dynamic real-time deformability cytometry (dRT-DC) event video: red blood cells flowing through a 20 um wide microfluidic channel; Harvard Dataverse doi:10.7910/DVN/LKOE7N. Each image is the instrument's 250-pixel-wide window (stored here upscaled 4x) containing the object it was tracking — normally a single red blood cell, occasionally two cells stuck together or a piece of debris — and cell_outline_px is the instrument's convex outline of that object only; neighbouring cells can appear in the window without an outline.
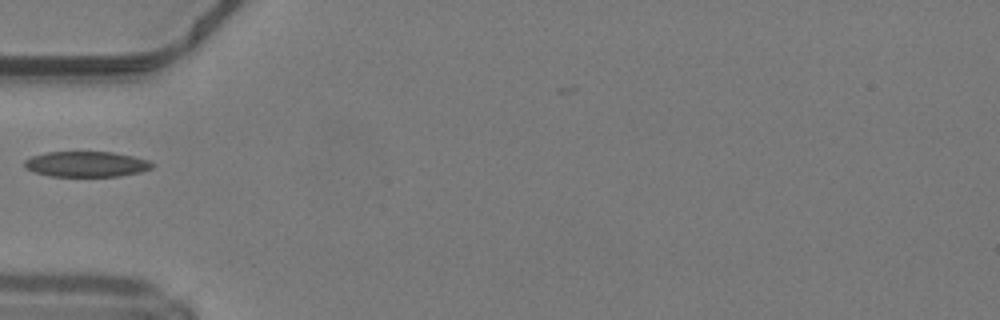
{"species": "common noctule bat (a hibernating species)", "species_latin": "Nyctalus noctula", "temperature_condition": "warm", "stored_images_in_passage": 31, "camera_frame_rate_fps": 3000, "um_per_image_px": 0.085, "animal": {"sex": "male", "body_mass_g": 19.2, "forearm_length_mm": 51.8}, "frame": {"image": 1, "passage_image": 1, "time_ms": 0.0, "image_size_px": [1000, 320], "cell_outline_px": [[156, 164], [152, 168], [140, 172], [120, 176], [48, 176], [24, 168], [24, 160], [32, 156], [48, 152], [112, 152], [132, 156], [148, 160]], "centroid_in_image_um": [7.35, 13.95], "position_along_channel_um": 77.7, "area_um2": 18.96}}
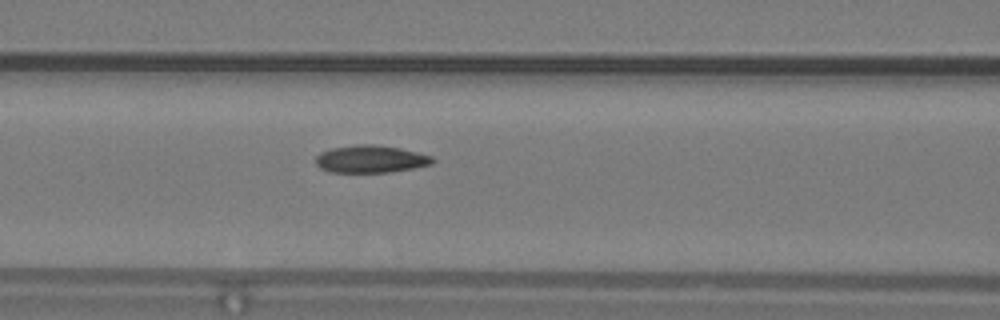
{"frame": {"image": 2, "passage_image": 5, "time_ms": 1.333, "image_size_px": [1000, 320], "cell_outline_px": [[436, 160], [432, 164], [412, 168], [388, 172], [328, 172], [320, 168], [316, 164], [316, 156], [320, 152], [332, 148], [356, 144], [376, 144], [400, 148], [432, 156]], "centroid_in_image_um": [31.49, 13.51], "position_along_channel_um": 135.1, "area_um2": 18.73}}
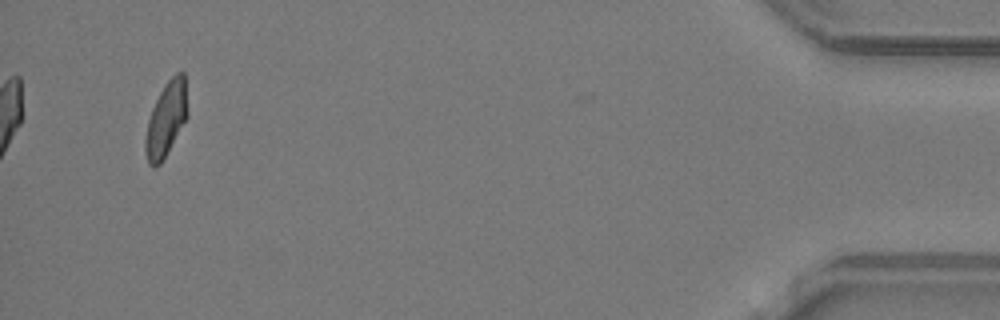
{"frame": {"image": 3, "passage_image": 31, "time_ms": 10.0, "image_size_px": [1000, 320], "cell_outline_px": [[188, 116], [160, 164], [152, 168], [148, 164], [144, 148], [144, 140], [148, 120], [152, 108], [164, 84], [176, 72], [184, 72], [188, 112]], "centroid_in_image_um": [14.11, 10.13], "position_along_channel_um": 421.1, "area_um2": 18.26}}